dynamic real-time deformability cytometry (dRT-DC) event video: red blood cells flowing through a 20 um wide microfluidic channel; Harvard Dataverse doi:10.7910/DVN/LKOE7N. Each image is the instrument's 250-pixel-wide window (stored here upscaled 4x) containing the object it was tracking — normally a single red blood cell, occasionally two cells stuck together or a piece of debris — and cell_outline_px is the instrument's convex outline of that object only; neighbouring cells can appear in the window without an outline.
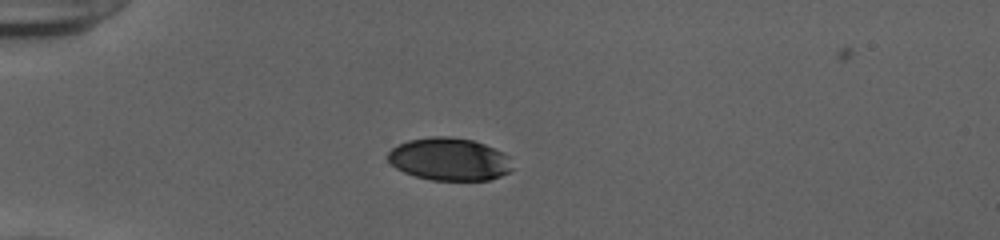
{"species": "human", "species_latin": "Homo sapiens", "temperature_condition": "cold", "stored_images_in_passage": 39, "camera_frame_rate_fps": 3000, "um_per_image_px": 0.085, "donor": {"sex": "female"}, "frame": {"image": 1, "passage_image": 1, "time_ms": 0.0, "image_size_px": [1000, 240], "cell_outline_px": [[512, 168], [508, 172], [500, 176], [488, 180], [432, 180], [416, 176], [404, 172], [396, 168], [388, 160], [388, 152], [392, 148], [408, 140], [432, 136], [452, 136], [472, 140], [484, 144], [504, 152], [512, 156]], "centroid_in_image_um": [38.23, 13.52], "position_along_channel_um": 46.8, "area_um2": 31.1}}
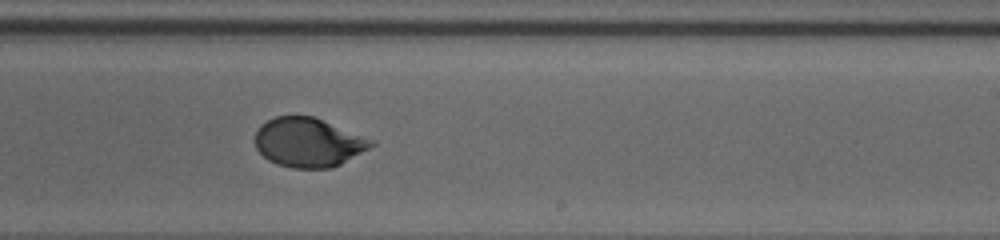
{"frame": {"image": 2, "passage_image": 20, "time_ms": 6.333, "image_size_px": [1000, 240], "cell_outline_px": [[376, 144], [340, 164], [332, 168], [292, 168], [276, 164], [268, 160], [256, 148], [256, 132], [260, 124], [276, 116], [312, 116], [376, 140]], "centroid_in_image_um": [26.21, 12.1], "position_along_channel_um": 262.8, "area_um2": 33.18}}
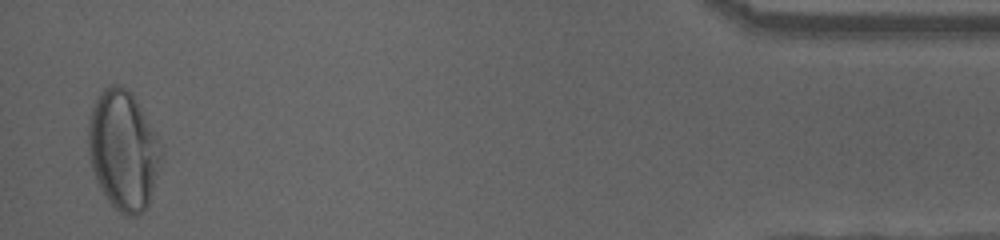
{"frame": {"image": 3, "passage_image": 38, "time_ms": 12.333, "image_size_px": [1000, 240], "cell_outline_px": [[164, 152], [148, 204], [144, 212], [136, 216], [128, 216], [120, 212], [108, 200], [100, 188], [96, 180], [88, 156], [88, 116], [100, 92], [104, 88], [112, 84], [120, 84], [132, 92], [156, 136]], "centroid_in_image_um": [10.46, 12.76], "position_along_channel_um": 424.7, "area_um2": 50.75}, "authors_computed_cell_mechanics": {"area_um2": 34.0442, "velocity_mm_per_s": 3.8908, "shape_relaxation_time_tau1_ms": 3.7141, "shape_relaxation_time_tau2_ms": null, "deformation_change_tau1": 0.1715, "deformation_change_tau2": null}}